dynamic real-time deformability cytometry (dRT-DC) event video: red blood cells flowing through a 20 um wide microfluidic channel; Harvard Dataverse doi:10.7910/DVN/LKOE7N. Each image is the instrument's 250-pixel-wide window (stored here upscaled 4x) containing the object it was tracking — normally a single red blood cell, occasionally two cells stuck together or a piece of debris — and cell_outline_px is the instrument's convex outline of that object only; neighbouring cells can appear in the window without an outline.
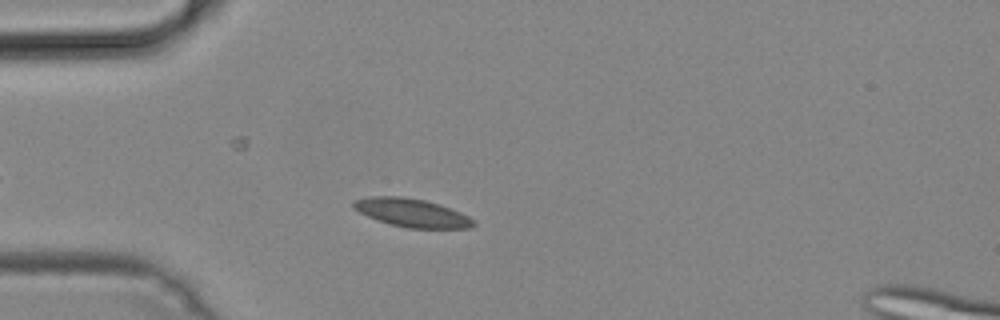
{"species": "common noctule bat (a hibernating species)", "species_latin": "Nyctalus noctula", "temperature_condition": "cold", "stored_images_in_passage": 39, "camera_frame_rate_fps": 3000, "um_per_image_px": 0.085, "animal": {"sex": "male", "body_mass_g": 19.2, "forearm_length_mm": 51.8}, "frame": {"image": 1, "passage_image": 8, "time_ms": 2.333, "image_size_px": [1000, 320], "cell_outline_px": [[476, 224], [472, 228], [408, 228], [392, 224], [368, 216], [352, 208], [352, 200], [372, 196], [400, 196], [424, 200], [440, 204], [460, 212], [476, 220]], "centroid_in_image_um": [35.03, 18.08], "position_along_channel_um": 50.0, "area_um2": 19.77}}
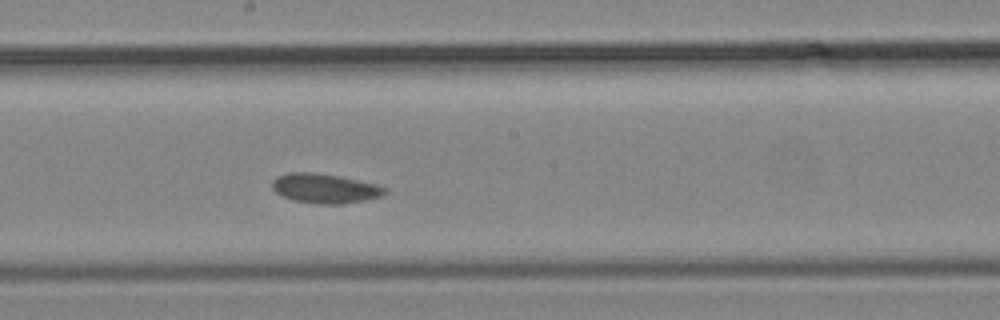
{"frame": {"image": 2, "passage_image": 22, "time_ms": 7.0, "image_size_px": [1000, 320], "cell_outline_px": [[388, 192], [380, 196], [364, 200], [344, 204], [320, 204], [296, 200], [284, 196], [276, 192], [272, 188], [272, 180], [276, 176], [288, 172], [312, 172], [340, 176], [380, 184], [388, 188]], "centroid_in_image_um": [27.66, 16.0], "position_along_channel_um": 220.5, "area_um2": 19.54}}
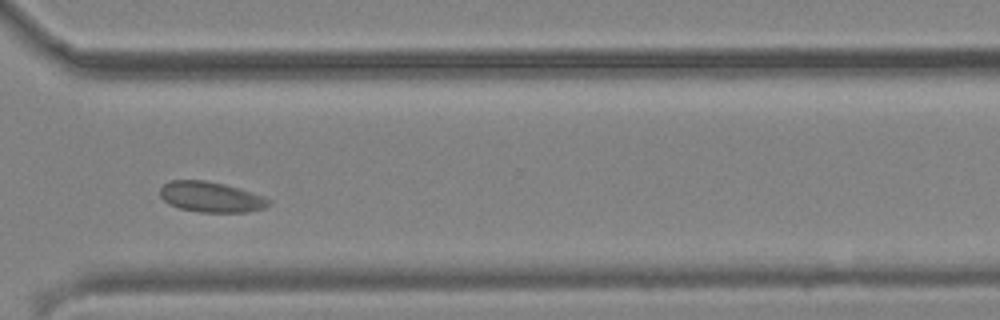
{"frame": {"image": 3, "passage_image": 32, "time_ms": 10.333, "image_size_px": [1000, 320], "cell_outline_px": [[272, 200], [264, 208], [244, 212], [200, 212], [180, 208], [168, 204], [160, 196], [160, 188], [168, 180], [204, 180], [224, 184], [264, 196]], "centroid_in_image_um": [17.9, 16.74], "position_along_channel_um": 352.7, "area_um2": 19.19}}